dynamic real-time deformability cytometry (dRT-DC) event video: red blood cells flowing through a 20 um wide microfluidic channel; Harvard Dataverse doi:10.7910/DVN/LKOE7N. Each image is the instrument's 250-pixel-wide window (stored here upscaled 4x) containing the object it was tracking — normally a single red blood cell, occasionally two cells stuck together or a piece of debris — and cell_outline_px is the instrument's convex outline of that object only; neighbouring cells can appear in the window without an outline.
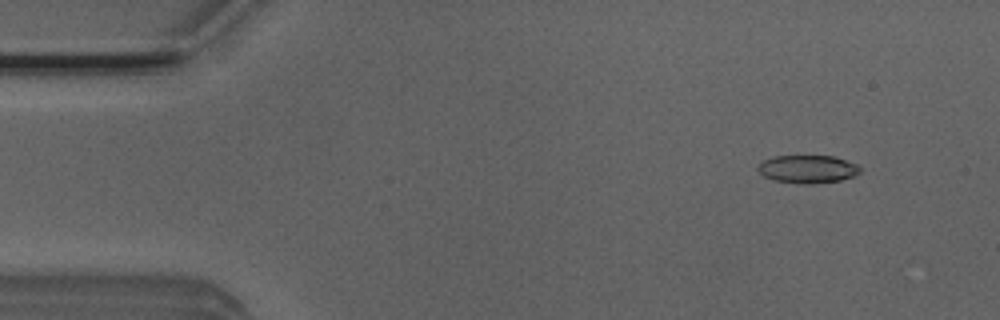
{"species": "Egyptian fruit bat (a non-hibernating species)", "species_latin": "Rousettus aegyptiacus", "temperature_condition": "room temperature", "stored_images_in_passage": 4, "camera_frame_rate_fps": 3000, "um_per_image_px": 0.085, "animal": {"sex": "male"}, "frame": {"image": 1, "passage_image": 1, "time_ms": 0.0, "image_size_px": [1000, 320], "cell_outline_px": [[860, 172], [856, 176], [840, 180], [812, 184], [804, 184], [772, 180], [764, 176], [756, 168], [764, 160], [772, 156], [836, 156], [856, 164], [860, 168]], "centroid_in_image_um": [68.66, 14.37], "position_along_channel_um": 16.3, "area_um2": 16.7}}